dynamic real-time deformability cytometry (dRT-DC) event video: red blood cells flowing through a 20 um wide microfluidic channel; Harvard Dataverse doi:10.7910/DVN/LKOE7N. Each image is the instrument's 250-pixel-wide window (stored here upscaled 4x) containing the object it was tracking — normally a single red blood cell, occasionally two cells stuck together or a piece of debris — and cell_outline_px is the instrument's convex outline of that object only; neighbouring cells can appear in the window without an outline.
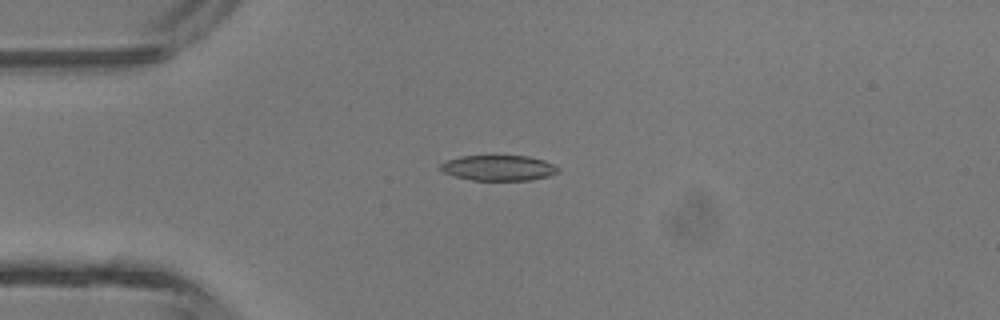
{"species": "common noctule bat (a hibernating species)", "species_latin": "Nyctalus noctula", "temperature_condition": "room temperature", "stored_images_in_passage": 1, "camera_frame_rate_fps": 3000, "um_per_image_px": 0.085, "animal": {"sex": "male", "body_mass_g": 13.3}, "frame": {"image": 1, "passage_image": 1, "time_ms": 0.0, "image_size_px": [1000, 320], "cell_outline_px": [[560, 172], [548, 176], [528, 180], [472, 180], [456, 176], [444, 172], [440, 168], [440, 164], [444, 160], [460, 156], [528, 156], [544, 160], [560, 168]], "centroid_in_image_um": [42.38, 14.26], "position_along_channel_um": 42.6, "area_um2": 17.4}}